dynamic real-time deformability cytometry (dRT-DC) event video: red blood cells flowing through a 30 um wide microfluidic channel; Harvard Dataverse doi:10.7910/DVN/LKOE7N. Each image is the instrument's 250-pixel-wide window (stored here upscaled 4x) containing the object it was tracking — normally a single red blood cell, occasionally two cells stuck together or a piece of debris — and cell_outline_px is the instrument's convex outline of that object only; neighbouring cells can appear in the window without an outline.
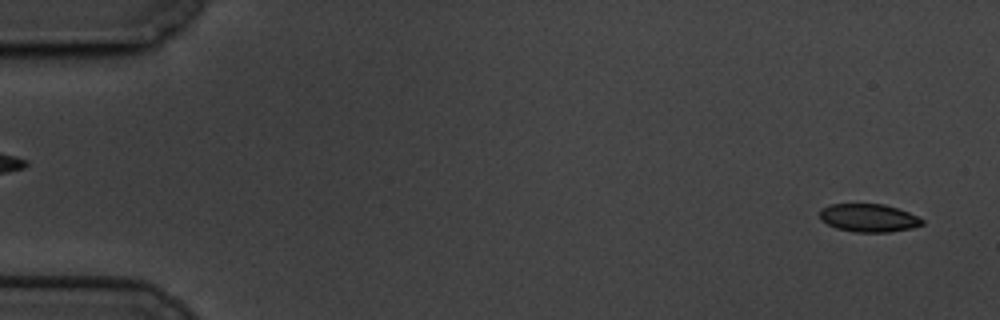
{"species": "common noctule bat (a hibernating species)", "species_latin": "Nyctalus noctula", "temperature_condition": "cold", "stored_images_in_passage": 59, "camera_frame_rate_fps": 3000, "um_per_image_px": 0.085, "animal": {"sex": "male", "body_mass_g": 19.5, "forearm_length_mm": 54.6}, "frame": {"image": 1, "passage_image": 2, "time_ms": 0.333, "image_size_px": [1000, 320], "cell_outline_px": [[924, 224], [912, 228], [888, 232], [852, 232], [836, 228], [820, 220], [820, 208], [828, 204], [884, 204], [908, 212], [924, 220]], "centroid_in_image_um": [73.8, 18.52], "position_along_channel_um": 11.2, "area_um2": 16.82}}
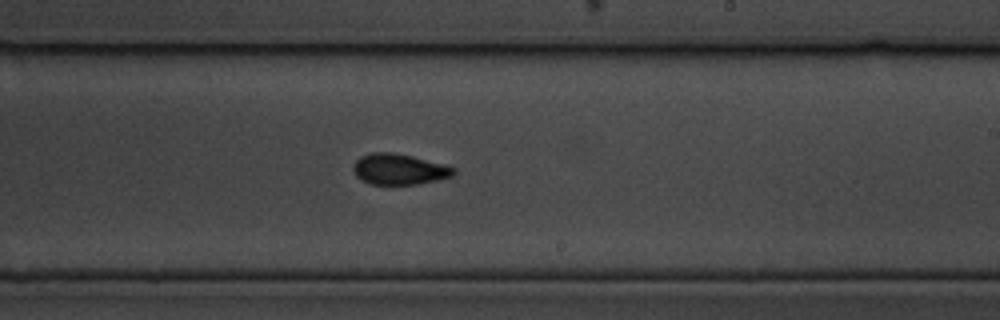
{"frame": {"image": 2, "passage_image": 35, "time_ms": 11.333, "image_size_px": [1000, 320], "cell_outline_px": [[456, 172], [452, 176], [436, 180], [416, 184], [368, 184], [360, 180], [356, 176], [352, 168], [352, 164], [360, 156], [372, 152], [392, 152], [412, 156], [448, 164], [456, 168]], "centroid_in_image_um": [33.92, 14.37], "position_along_channel_um": 255.1, "area_um2": 18.32}}
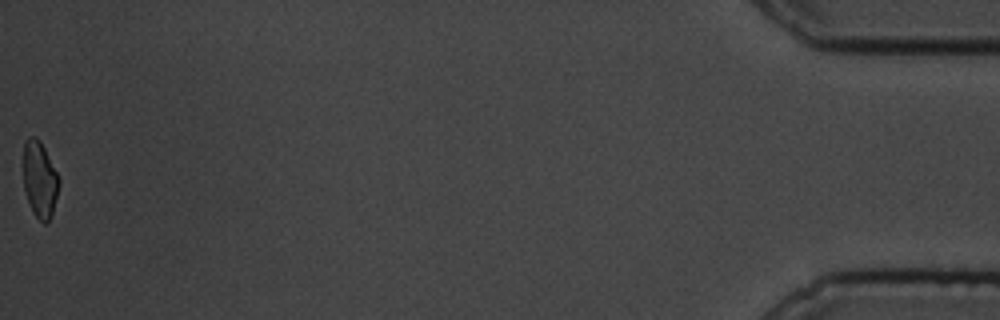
{"frame": {"image": 3, "passage_image": 59, "time_ms": 19.333, "image_size_px": [1000, 320], "cell_outline_px": [[60, 184], [52, 216], [44, 224], [32, 212], [24, 188], [24, 140], [28, 136], [36, 136], [40, 140], [60, 180]], "centroid_in_image_um": [3.38, 15.25], "position_along_channel_um": 431.8, "area_um2": 15.78}, "authors_computed_cell_mechanics": {"area_um2": 17.5712, "velocity_mm_per_s": 3.3833, "shape_relaxation_time_tau1_ms": 4.1725, "shape_relaxation_time_tau2_ms": 3.8426, "deformation_change_tau1": 0.1038, "deformation_change_tau2": 0.0729}}